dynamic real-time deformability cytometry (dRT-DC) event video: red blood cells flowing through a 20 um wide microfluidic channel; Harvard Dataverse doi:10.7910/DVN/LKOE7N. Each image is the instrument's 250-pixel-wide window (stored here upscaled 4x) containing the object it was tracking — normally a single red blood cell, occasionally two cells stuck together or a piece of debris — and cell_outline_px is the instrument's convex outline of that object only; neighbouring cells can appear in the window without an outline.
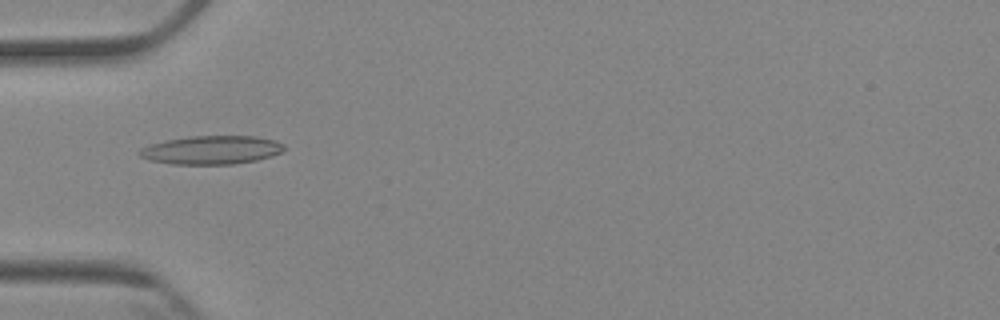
{"species": "Egyptian fruit bat (a non-hibernating species)", "species_latin": "Rousettus aegyptiacus", "temperature_condition": "cold", "stored_images_in_passage": 8, "camera_frame_rate_fps": 3000, "um_per_image_px": 0.085, "animal": {"sex": "female"}, "frame": {"image": 1, "passage_image": 5, "time_ms": 5.667, "image_size_px": [1000, 320], "cell_outline_px": [[284, 148], [280, 152], [272, 156], [256, 160], [232, 164], [172, 164], [148, 160], [140, 156], [136, 152], [140, 148], [148, 144], [188, 136], [256, 136], [276, 140], [284, 144]], "centroid_in_image_um": [17.94, 12.74], "position_along_channel_um": 67.1, "area_um2": 24.16}}
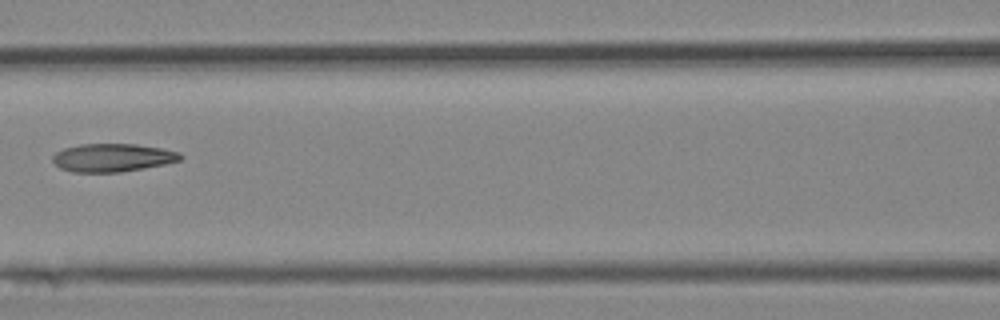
{"frame": {"image": 2, "passage_image": 7, "time_ms": 8.0, "image_size_px": [1000, 320], "cell_outline_px": [[184, 156], [180, 160], [164, 164], [144, 168], [120, 172], [72, 172], [60, 168], [52, 160], [52, 156], [56, 152], [64, 148], [80, 144], [136, 144], [160, 148], [180, 152]], "centroid_in_image_um": [9.56, 13.4], "position_along_channel_um": 157.0, "area_um2": 20.92}}
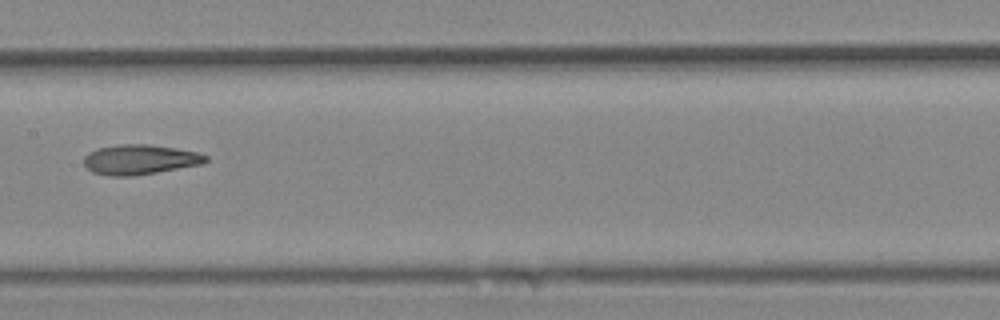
{"frame": {"image": 3, "passage_image": 8, "time_ms": 9.0, "image_size_px": [1000, 320], "cell_outline_px": [[208, 160], [204, 164], [132, 176], [108, 176], [92, 172], [84, 164], [84, 156], [88, 152], [96, 148], [120, 144], [148, 144], [176, 148], [196, 152], [208, 156]], "centroid_in_image_um": [11.88, 13.56], "position_along_channel_um": 195.5, "area_um2": 21.33}}